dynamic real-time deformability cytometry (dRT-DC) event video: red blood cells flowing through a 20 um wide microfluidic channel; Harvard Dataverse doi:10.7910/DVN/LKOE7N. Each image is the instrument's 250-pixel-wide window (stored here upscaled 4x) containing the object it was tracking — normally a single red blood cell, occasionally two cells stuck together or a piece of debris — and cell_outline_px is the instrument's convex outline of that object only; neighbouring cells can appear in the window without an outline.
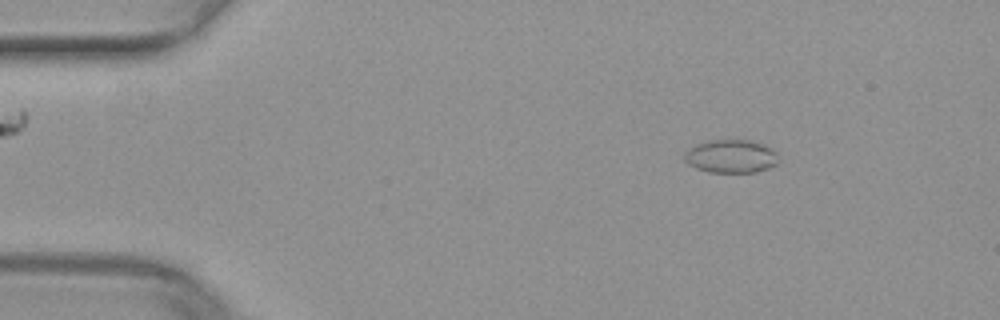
{"species": "common noctule bat (a hibernating species)", "species_latin": "Nyctalus noctula", "temperature_condition": "warm", "stored_images_in_passage": 52, "camera_frame_rate_fps": 3000, "um_per_image_px": 0.085, "animal": {"sex": "female", "body_mass_g": 29.2, "forearm_length_mm": 56.3}, "frame": {"image": 1, "passage_image": 8, "time_ms": 2.333, "image_size_px": [1000, 320], "cell_outline_px": [[776, 164], [768, 168], [756, 172], [708, 172], [696, 168], [688, 164], [684, 160], [684, 156], [696, 144], [712, 140], [748, 140], [764, 144], [776, 152]], "centroid_in_image_um": [62.14, 13.29], "position_along_channel_um": 22.9, "area_um2": 17.92}}
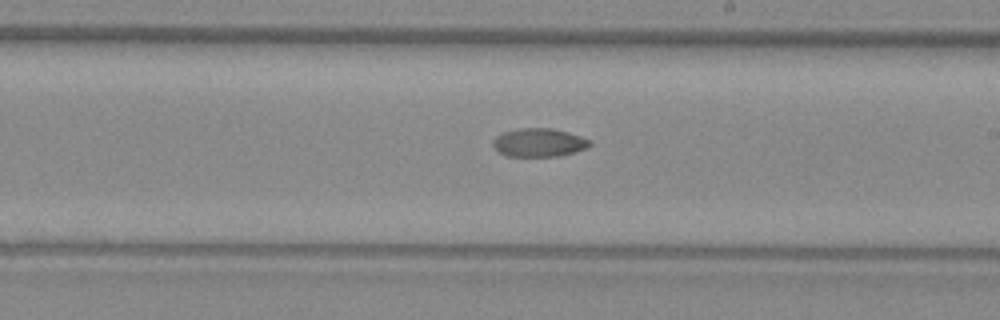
{"frame": {"image": 2, "passage_image": 30, "time_ms": 9.667, "image_size_px": [1000, 320], "cell_outline_px": [[592, 144], [584, 148], [560, 156], [508, 156], [500, 152], [492, 144], [492, 140], [496, 136], [504, 132], [516, 128], [552, 128], [568, 132], [580, 136], [588, 140]], "centroid_in_image_um": [45.77, 12.1], "position_along_channel_um": 243.2, "area_um2": 15.84}}
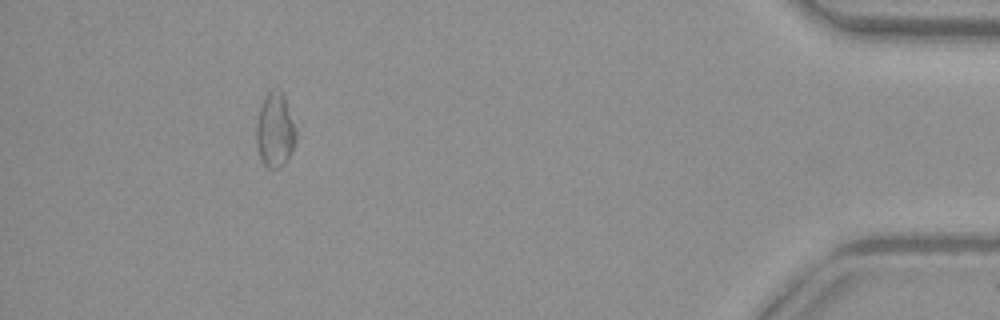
{"frame": {"image": 3, "passage_image": 47, "time_ms": 15.333, "image_size_px": [1000, 320], "cell_outline_px": [[296, 140], [288, 156], [276, 168], [268, 168], [264, 164], [260, 156], [256, 140], [256, 124], [260, 108], [268, 92], [272, 88], [280, 88], [284, 96], [296, 128]], "centroid_in_image_um": [23.37, 11.0], "position_along_channel_um": 411.8, "area_um2": 16.82}}